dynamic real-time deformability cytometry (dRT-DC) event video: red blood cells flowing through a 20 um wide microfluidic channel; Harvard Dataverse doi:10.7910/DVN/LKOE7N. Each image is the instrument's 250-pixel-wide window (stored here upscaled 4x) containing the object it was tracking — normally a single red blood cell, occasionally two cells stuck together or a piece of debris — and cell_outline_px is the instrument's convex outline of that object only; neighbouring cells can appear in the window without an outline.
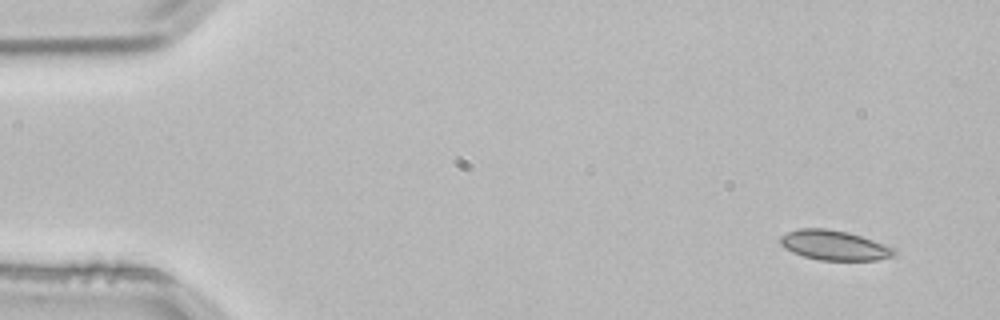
{"species": "common noctule bat (a hibernating species)", "species_latin": "Nyctalus noctula", "temperature_condition": "room temperature", "stored_images_in_passage": 4, "camera_frame_rate_fps": 3000, "um_per_image_px": 0.085, "animal": {"sex": "male", "body_mass_g": 21.5, "forearm_length_mm": 52.0}, "frame": {"image": 1, "passage_image": 1, "time_ms": 0.0, "image_size_px": [1000, 320], "cell_outline_px": [[896, 252], [892, 256], [876, 260], [820, 260], [804, 256], [792, 252], [784, 248], [780, 244], [780, 236], [788, 232], [800, 228], [828, 228], [848, 232], [872, 240], [892, 248]], "centroid_in_image_um": [70.85, 20.84], "position_along_channel_um": 14.2, "area_um2": 19.54}}
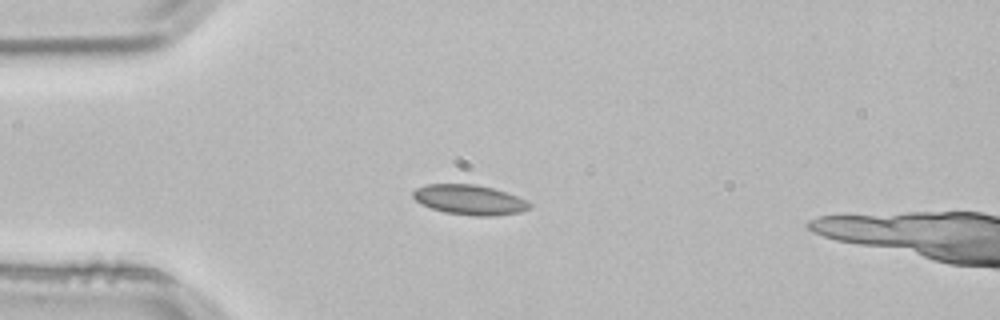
{"frame": {"image": 2, "passage_image": 3, "time_ms": 0.667, "image_size_px": [1000, 320], "cell_outline_px": [[532, 208], [520, 212], [492, 216], [472, 216], [444, 212], [420, 204], [412, 196], [412, 192], [416, 188], [428, 184], [472, 184], [492, 188], [528, 200], [532, 204]], "centroid_in_image_um": [39.91, 16.99], "position_along_channel_um": 45.1, "area_um2": 20.35}}
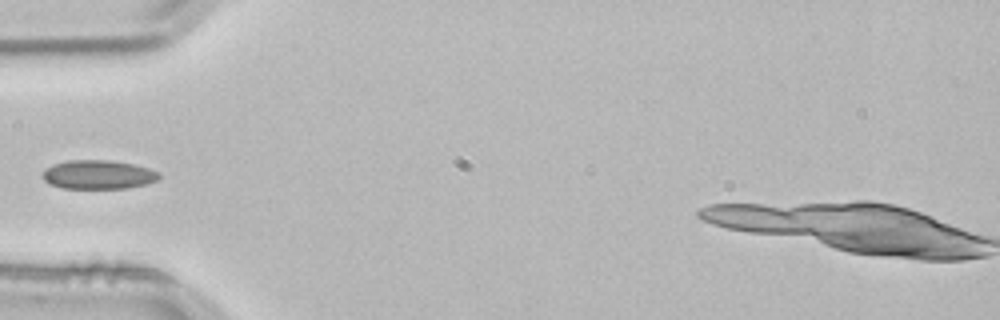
{"frame": {"image": 3, "passage_image": 4, "time_ms": 1.0, "image_size_px": [1000, 320], "cell_outline_px": [[160, 176], [156, 180], [148, 184], [128, 188], [60, 188], [48, 184], [40, 176], [52, 164], [68, 160], [108, 160], [136, 164], [160, 172]], "centroid_in_image_um": [8.35, 14.84], "position_along_channel_um": 76.6, "area_um2": 19.83}}